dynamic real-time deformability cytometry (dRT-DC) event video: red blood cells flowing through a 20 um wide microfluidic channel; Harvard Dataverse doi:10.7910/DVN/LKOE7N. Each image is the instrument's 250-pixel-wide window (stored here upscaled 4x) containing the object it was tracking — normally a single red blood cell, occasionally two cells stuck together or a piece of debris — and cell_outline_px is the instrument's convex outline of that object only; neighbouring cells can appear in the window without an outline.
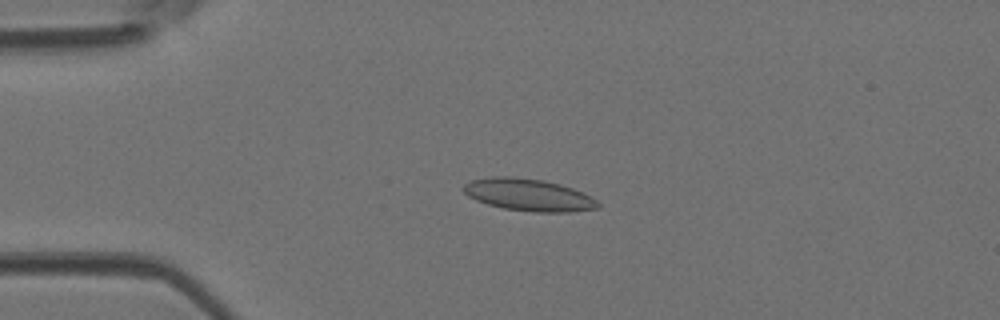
{"species": "Egyptian fruit bat (a non-hibernating species)", "species_latin": "Rousettus aegyptiacus", "temperature_condition": "room temperature", "stored_images_in_passage": 15, "camera_frame_rate_fps": 3000, "um_per_image_px": 0.085, "animal": {"sex": "female"}, "frame": {"image": 1, "passage_image": 11, "time_ms": 3.333, "image_size_px": [1000, 320], "cell_outline_px": [[600, 208], [568, 212], [532, 212], [504, 208], [488, 204], [476, 200], [468, 196], [460, 188], [464, 184], [472, 180], [492, 176], [512, 176], [544, 180], [560, 184], [572, 188], [596, 200], [600, 204]], "centroid_in_image_um": [44.89, 16.56], "position_along_channel_um": 40.1, "area_um2": 25.2}}